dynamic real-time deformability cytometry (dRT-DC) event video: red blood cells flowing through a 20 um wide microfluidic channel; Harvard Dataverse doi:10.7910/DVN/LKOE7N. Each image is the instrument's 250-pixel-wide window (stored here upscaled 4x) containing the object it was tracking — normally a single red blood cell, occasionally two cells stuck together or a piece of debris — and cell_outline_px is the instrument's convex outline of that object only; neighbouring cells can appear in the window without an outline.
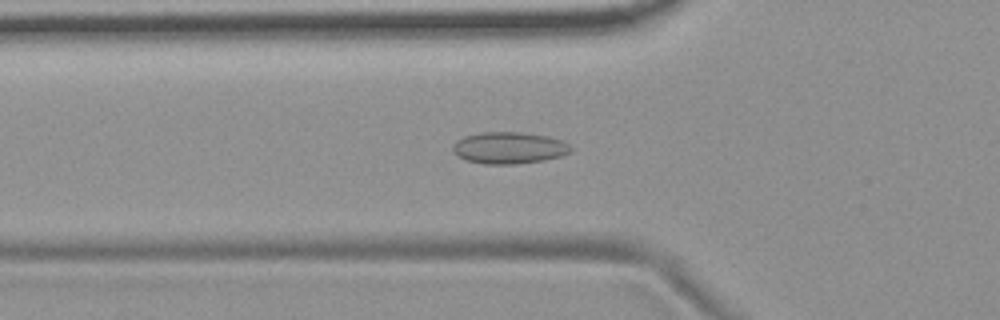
{"species": "common noctule bat (a hibernating species)", "species_latin": "Nyctalus noctula", "temperature_condition": "room temperature", "stored_images_in_passage": 54, "camera_frame_rate_fps": 3000, "um_per_image_px": 0.085, "animal": {"sex": "female", "body_mass_g": 19.9}, "frame": {"image": 1, "passage_image": 18, "time_ms": 5.667, "image_size_px": [1000, 320], "cell_outline_px": [[572, 152], [560, 156], [544, 160], [516, 164], [484, 164], [464, 160], [456, 156], [452, 148], [456, 140], [464, 136], [480, 132], [520, 132], [548, 136], [560, 140], [568, 144], [572, 148]], "centroid_in_image_um": [43.24, 12.57], "position_along_channel_um": 82.6, "area_um2": 21.96}}
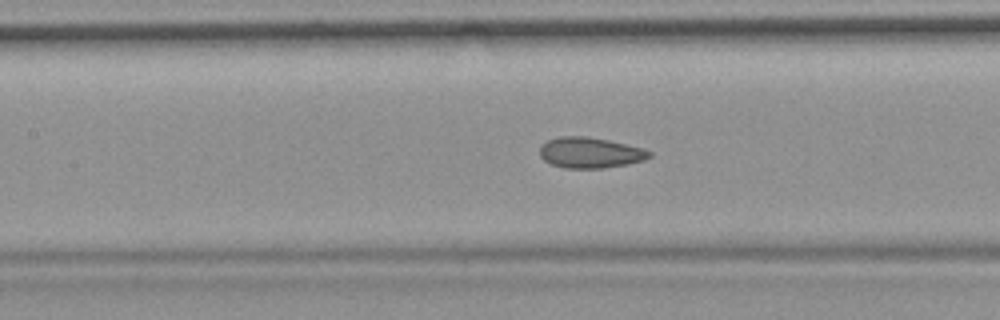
{"frame": {"image": 2, "passage_image": 24, "time_ms": 7.667, "image_size_px": [1000, 320], "cell_outline_px": [[652, 156], [644, 160], [628, 164], [600, 168], [564, 168], [552, 164], [544, 160], [540, 156], [540, 148], [548, 140], [560, 136], [584, 136], [608, 140], [644, 148], [652, 152]], "centroid_in_image_um": [50.19, 12.98], "position_along_channel_um": 157.2, "area_um2": 19.54}}
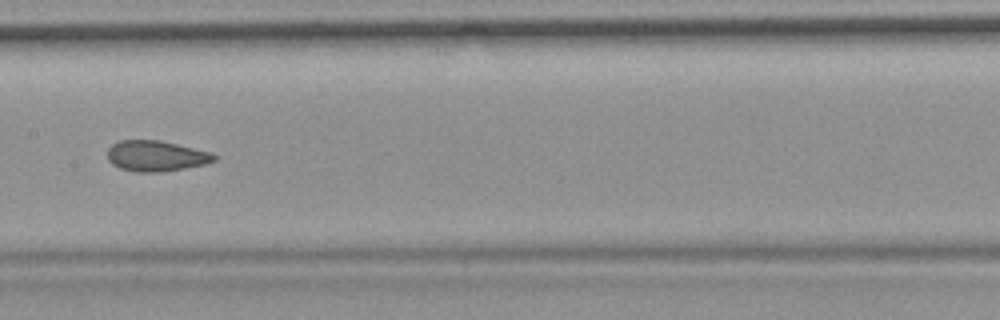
{"frame": {"image": 3, "passage_image": 27, "time_ms": 8.667, "image_size_px": [1000, 320], "cell_outline_px": [[216, 160], [204, 164], [184, 168], [160, 172], [136, 172], [120, 168], [112, 164], [108, 160], [108, 148], [112, 144], [120, 140], [160, 140], [212, 152], [216, 156]], "centroid_in_image_um": [13.25, 13.25], "position_along_channel_um": 194.1, "area_um2": 19.07}, "authors_computed_cell_mechanics": {"area_um2": 19.9699, "velocity_mm_per_s": 3.712, "shape_relaxation_time_tau1_ms": null, "shape_relaxation_time_tau2_ms": 1.3464, "deformation_change_tau1": null, "deformation_change_tau2": 0.0651}}